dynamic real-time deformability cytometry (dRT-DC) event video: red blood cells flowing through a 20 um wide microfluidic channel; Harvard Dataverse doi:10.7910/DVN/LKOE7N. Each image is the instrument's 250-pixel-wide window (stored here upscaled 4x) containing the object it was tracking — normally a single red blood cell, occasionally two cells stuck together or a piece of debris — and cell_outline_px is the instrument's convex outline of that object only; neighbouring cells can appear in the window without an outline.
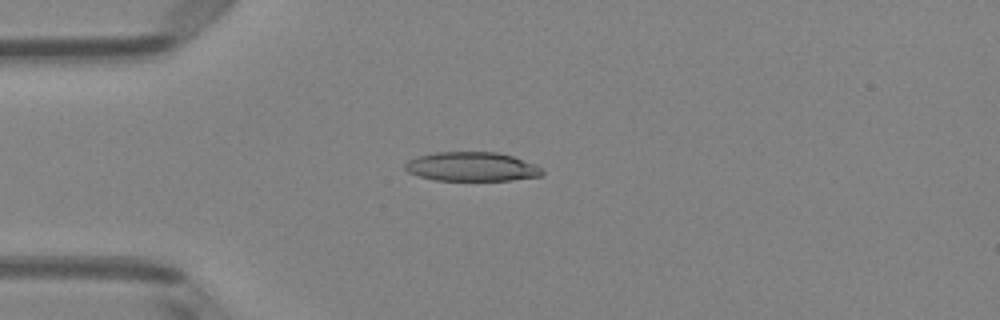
{"species": "Egyptian fruit bat (a non-hibernating species)", "species_latin": "Rousettus aegyptiacus", "temperature_condition": "room temperature", "stored_images_in_passage": 49, "camera_frame_rate_fps": 3000, "um_per_image_px": 0.085, "animal": {"sex": "female"}, "frame": {"image": 1, "passage_image": 12, "time_ms": 3.667, "image_size_px": [1000, 320], "cell_outline_px": [[544, 172], [540, 176], [512, 180], [436, 180], [420, 176], [408, 172], [404, 168], [404, 164], [408, 160], [416, 156], [436, 152], [496, 152], [512, 156], [536, 164]], "centroid_in_image_um": [40.08, 14.16], "position_along_channel_um": 44.9, "area_um2": 23.24}}
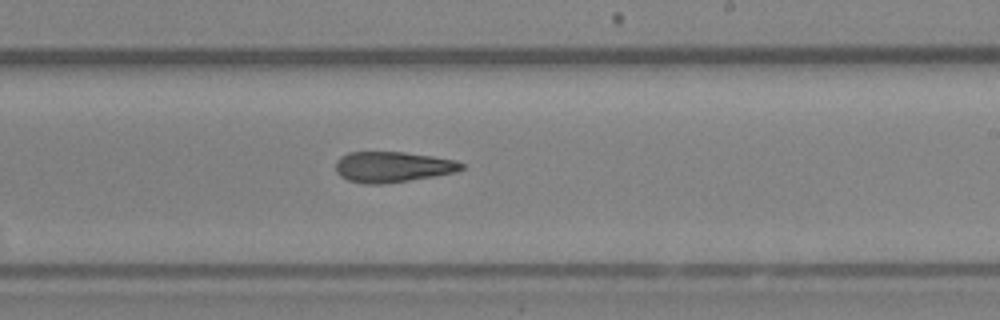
{"frame": {"image": 2, "passage_image": 29, "time_ms": 9.333, "image_size_px": [1000, 320], "cell_outline_px": [[464, 168], [456, 172], [384, 184], [364, 184], [348, 180], [340, 176], [336, 172], [336, 160], [340, 156], [348, 152], [404, 152], [432, 156], [456, 160], [464, 164]], "centroid_in_image_um": [33.34, 14.18], "position_along_channel_um": 255.7, "area_um2": 22.48}}
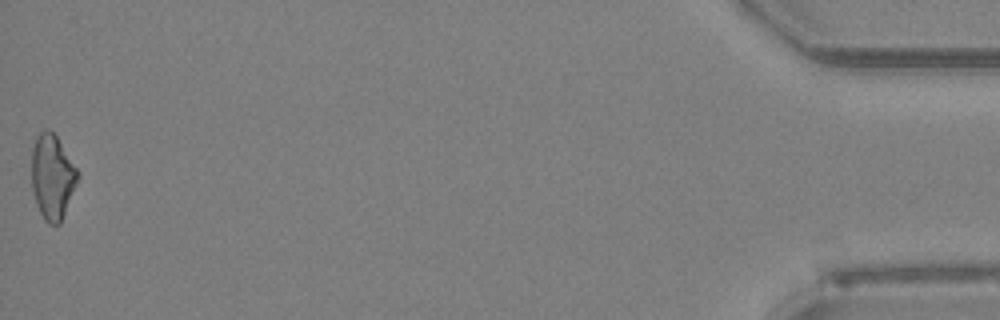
{"frame": {"image": 3, "passage_image": 49, "time_ms": 16.0, "image_size_px": [1000, 320], "cell_outline_px": [[80, 176], [60, 224], [48, 224], [44, 220], [36, 204], [32, 192], [32, 148], [36, 136], [44, 128], [48, 128], [56, 136], [80, 172]], "centroid_in_image_um": [4.45, 15.02], "position_along_channel_um": 430.8, "area_um2": 22.95}}